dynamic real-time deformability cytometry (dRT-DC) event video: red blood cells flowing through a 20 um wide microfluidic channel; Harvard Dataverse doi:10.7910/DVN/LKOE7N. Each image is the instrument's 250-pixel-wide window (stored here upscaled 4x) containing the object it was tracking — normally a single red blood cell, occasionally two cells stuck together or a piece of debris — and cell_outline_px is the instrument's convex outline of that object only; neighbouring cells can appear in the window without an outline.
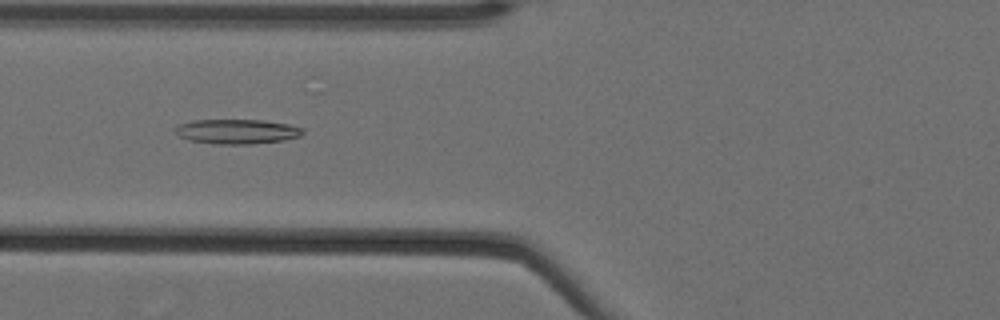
{"species": "Egyptian fruit bat (a non-hibernating species)", "species_latin": "Rousettus aegyptiacus", "temperature_condition": "cold", "stored_images_in_passage": 39, "camera_frame_rate_fps": 3000, "um_per_image_px": 0.085, "animal": {"sex": "female"}, "frame": {"image": 1, "passage_image": 6, "time_ms": 1.667, "image_size_px": [1000, 320], "cell_outline_px": [[304, 132], [300, 136], [284, 140], [248, 144], [216, 144], [188, 140], [180, 136], [172, 128], [176, 124], [192, 120], [264, 120], [288, 124], [304, 128]], "centroid_in_image_um": [20.11, 11.17], "position_along_channel_um": 105.7, "area_um2": 18.5}}
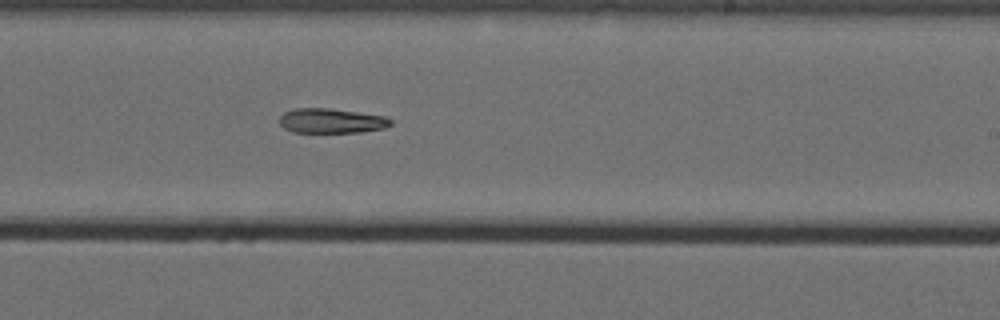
{"frame": {"image": 2, "passage_image": 19, "time_ms": 6.0, "image_size_px": [1000, 320], "cell_outline_px": [[392, 124], [384, 128], [360, 132], [292, 132], [284, 128], [280, 124], [280, 116], [284, 112], [292, 108], [328, 108], [384, 116], [392, 120]], "centroid_in_image_um": [28.14, 10.27], "position_along_channel_um": 260.9, "area_um2": 15.95}}
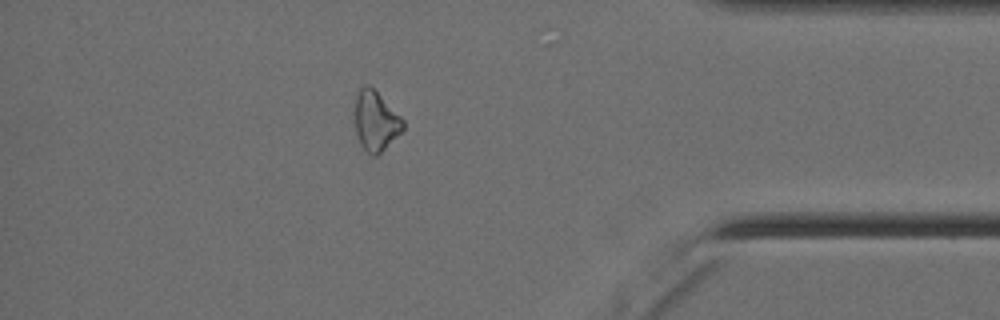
{"frame": {"image": 3, "passage_image": 33, "time_ms": 10.667, "image_size_px": [1000, 320], "cell_outline_px": [[404, 128], [376, 156], [372, 156], [360, 144], [356, 132], [352, 112], [356, 96], [360, 88], [364, 84], [368, 84], [404, 120]], "centroid_in_image_um": [31.87, 10.26], "position_along_channel_um": 403.3, "area_um2": 16.65}}